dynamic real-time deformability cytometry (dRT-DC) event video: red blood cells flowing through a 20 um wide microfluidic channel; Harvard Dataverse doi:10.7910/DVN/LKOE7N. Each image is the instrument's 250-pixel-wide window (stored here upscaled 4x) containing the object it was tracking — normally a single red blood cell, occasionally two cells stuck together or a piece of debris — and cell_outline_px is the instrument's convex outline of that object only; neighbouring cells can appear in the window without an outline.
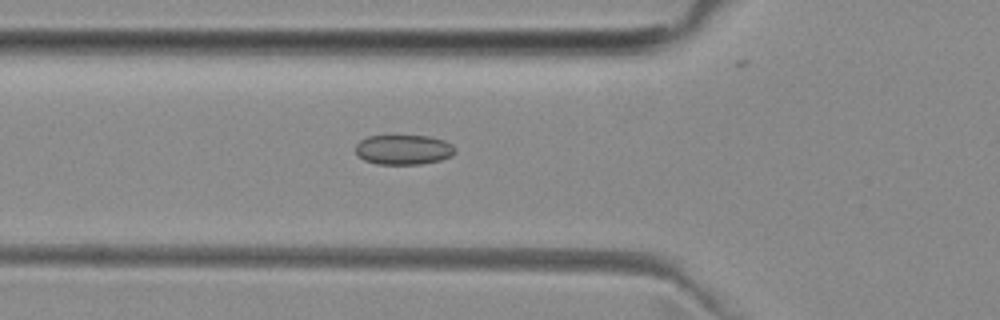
{"species": "common noctule bat (a hibernating species)", "species_latin": "Nyctalus noctula", "temperature_condition": "room temperature", "stored_images_in_passage": 27, "camera_frame_rate_fps": 3000, "um_per_image_px": 0.085, "animal": {"sex": "female", "body_mass_g": 29.2, "forearm_length_mm": 56.3}, "frame": {"image": 1, "passage_image": 17, "time_ms": 5.333, "image_size_px": [1000, 320], "cell_outline_px": [[456, 152], [452, 156], [440, 160], [420, 164], [376, 164], [364, 160], [356, 152], [356, 144], [360, 140], [368, 136], [428, 136], [444, 140], [452, 144], [456, 148]], "centroid_in_image_um": [34.33, 12.72], "position_along_channel_um": 91.5, "area_um2": 17.34}}
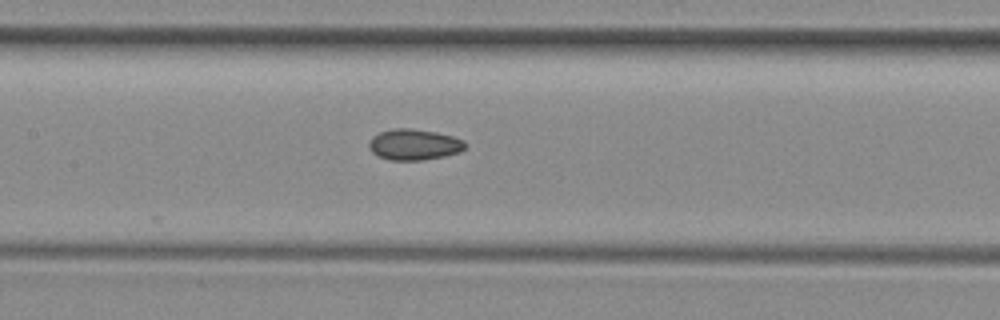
{"frame": {"image": 2, "passage_image": 23, "time_ms": 7.333, "image_size_px": [1000, 320], "cell_outline_px": [[464, 148], [460, 152], [444, 156], [424, 160], [388, 160], [372, 152], [368, 144], [372, 136], [380, 132], [396, 128], [408, 128], [436, 132], [452, 136], [464, 140]], "centroid_in_image_um": [35.19, 12.29], "position_along_channel_um": 172.2, "area_um2": 17.22}}
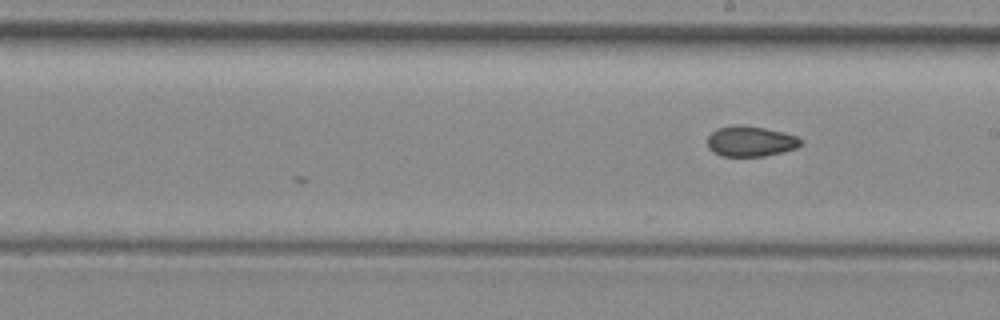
{"frame": {"image": 3, "passage_image": 27, "time_ms": 8.667, "image_size_px": [1000, 320], "cell_outline_px": [[800, 144], [796, 148], [764, 156], [720, 156], [712, 152], [708, 148], [708, 136], [712, 132], [720, 128], [736, 124], [740, 124], [764, 128], [796, 136], [800, 140]], "centroid_in_image_um": [63.73, 12.01], "position_along_channel_um": 225.3, "area_um2": 16.3}}